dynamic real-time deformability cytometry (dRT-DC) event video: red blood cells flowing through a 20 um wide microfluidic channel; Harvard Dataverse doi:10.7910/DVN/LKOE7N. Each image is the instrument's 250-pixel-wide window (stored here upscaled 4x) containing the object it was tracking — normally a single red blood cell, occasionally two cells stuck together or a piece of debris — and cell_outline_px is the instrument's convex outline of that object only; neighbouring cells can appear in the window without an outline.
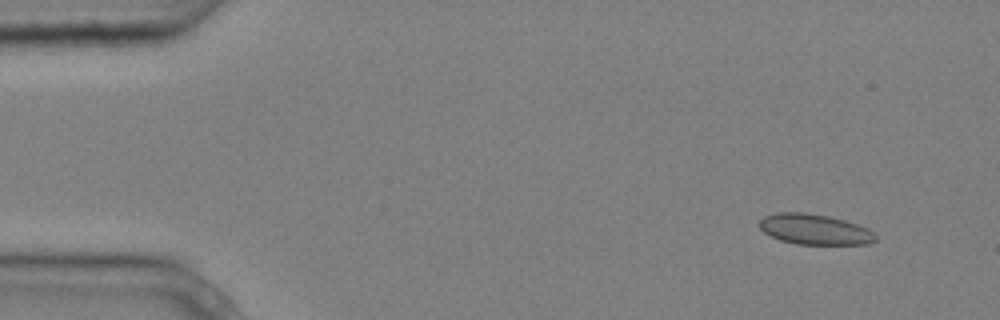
{"species": "common noctule bat (a hibernating species)", "species_latin": "Nyctalus noctula", "temperature_condition": "cold", "stored_images_in_passage": 5, "camera_frame_rate_fps": 3000, "um_per_image_px": 0.085, "animal": {"sex": "male", "body_mass_g": 20.4}, "frame": {"image": 1, "passage_image": 2, "time_ms": 0.333, "image_size_px": [1000, 320], "cell_outline_px": [[876, 240], [868, 244], [796, 244], [780, 240], [764, 232], [760, 228], [760, 220], [764, 216], [776, 212], [804, 212], [828, 216], [844, 220], [868, 228], [876, 236]], "centroid_in_image_um": [69.23, 19.49], "position_along_channel_um": 15.8, "area_um2": 20.52}}
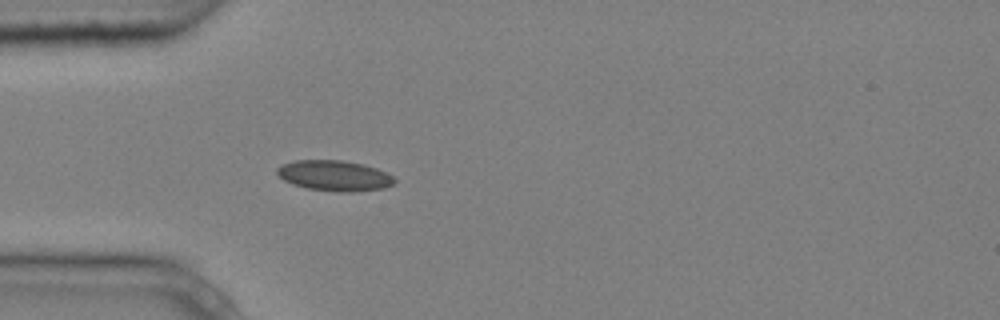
{"frame": {"image": 2, "passage_image": 5, "time_ms": 1.333, "image_size_px": [1000, 320], "cell_outline_px": [[396, 184], [384, 188], [352, 192], [340, 192], [308, 188], [292, 184], [284, 180], [276, 172], [276, 168], [284, 164], [296, 160], [340, 160], [364, 164], [388, 172], [396, 180]], "centroid_in_image_um": [28.47, 14.93], "position_along_channel_um": 56.5, "area_um2": 20.92}}